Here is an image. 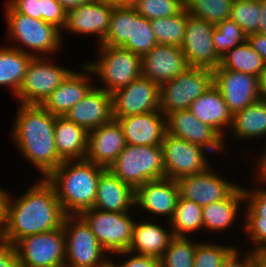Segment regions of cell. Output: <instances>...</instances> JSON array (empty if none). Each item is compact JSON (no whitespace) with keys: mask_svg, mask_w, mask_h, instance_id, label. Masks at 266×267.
<instances>
[{"mask_svg":"<svg viewBox=\"0 0 266 267\" xmlns=\"http://www.w3.org/2000/svg\"><path fill=\"white\" fill-rule=\"evenodd\" d=\"M33 184L25 194L6 206V223L0 240L15 244L19 239L63 226L66 217L54 187L45 179Z\"/></svg>","mask_w":266,"mask_h":267,"instance_id":"obj_1","label":"cell"},{"mask_svg":"<svg viewBox=\"0 0 266 267\" xmlns=\"http://www.w3.org/2000/svg\"><path fill=\"white\" fill-rule=\"evenodd\" d=\"M58 3L66 10L70 11L78 6L93 3L95 0H57Z\"/></svg>","mask_w":266,"mask_h":267,"instance_id":"obj_52","label":"cell"},{"mask_svg":"<svg viewBox=\"0 0 266 267\" xmlns=\"http://www.w3.org/2000/svg\"><path fill=\"white\" fill-rule=\"evenodd\" d=\"M257 267H266V250L258 252Z\"/></svg>","mask_w":266,"mask_h":267,"instance_id":"obj_56","label":"cell"},{"mask_svg":"<svg viewBox=\"0 0 266 267\" xmlns=\"http://www.w3.org/2000/svg\"><path fill=\"white\" fill-rule=\"evenodd\" d=\"M213 84L219 89L232 115L261 99L260 78L248 73L217 67Z\"/></svg>","mask_w":266,"mask_h":267,"instance_id":"obj_14","label":"cell"},{"mask_svg":"<svg viewBox=\"0 0 266 267\" xmlns=\"http://www.w3.org/2000/svg\"><path fill=\"white\" fill-rule=\"evenodd\" d=\"M8 192L0 188V234L4 229L6 223V206L8 199Z\"/></svg>","mask_w":266,"mask_h":267,"instance_id":"obj_51","label":"cell"},{"mask_svg":"<svg viewBox=\"0 0 266 267\" xmlns=\"http://www.w3.org/2000/svg\"><path fill=\"white\" fill-rule=\"evenodd\" d=\"M54 138L56 151L63 161L85 159L88 149V131L67 120L56 116Z\"/></svg>","mask_w":266,"mask_h":267,"instance_id":"obj_27","label":"cell"},{"mask_svg":"<svg viewBox=\"0 0 266 267\" xmlns=\"http://www.w3.org/2000/svg\"><path fill=\"white\" fill-rule=\"evenodd\" d=\"M214 244H201L196 247L194 267H221L228 253L233 249L231 246Z\"/></svg>","mask_w":266,"mask_h":267,"instance_id":"obj_42","label":"cell"},{"mask_svg":"<svg viewBox=\"0 0 266 267\" xmlns=\"http://www.w3.org/2000/svg\"><path fill=\"white\" fill-rule=\"evenodd\" d=\"M21 267H65L63 226L23 237L14 244Z\"/></svg>","mask_w":266,"mask_h":267,"instance_id":"obj_11","label":"cell"},{"mask_svg":"<svg viewBox=\"0 0 266 267\" xmlns=\"http://www.w3.org/2000/svg\"><path fill=\"white\" fill-rule=\"evenodd\" d=\"M48 61L43 57L31 60L16 94L20 104L40 105L72 72Z\"/></svg>","mask_w":266,"mask_h":267,"instance_id":"obj_12","label":"cell"},{"mask_svg":"<svg viewBox=\"0 0 266 267\" xmlns=\"http://www.w3.org/2000/svg\"><path fill=\"white\" fill-rule=\"evenodd\" d=\"M197 245L188 240V236H174L161 257V267H194Z\"/></svg>","mask_w":266,"mask_h":267,"instance_id":"obj_38","label":"cell"},{"mask_svg":"<svg viewBox=\"0 0 266 267\" xmlns=\"http://www.w3.org/2000/svg\"><path fill=\"white\" fill-rule=\"evenodd\" d=\"M242 201H245L244 191L238 186L227 198L202 207L203 228L219 232L230 227Z\"/></svg>","mask_w":266,"mask_h":267,"instance_id":"obj_31","label":"cell"},{"mask_svg":"<svg viewBox=\"0 0 266 267\" xmlns=\"http://www.w3.org/2000/svg\"><path fill=\"white\" fill-rule=\"evenodd\" d=\"M19 106L12 138L23 156L46 178L63 162L55 145L56 116L38 104Z\"/></svg>","mask_w":266,"mask_h":267,"instance_id":"obj_2","label":"cell"},{"mask_svg":"<svg viewBox=\"0 0 266 267\" xmlns=\"http://www.w3.org/2000/svg\"><path fill=\"white\" fill-rule=\"evenodd\" d=\"M232 133L238 139H251L266 135V101L260 99L232 116ZM266 149V148H265ZM258 163L266 162V150Z\"/></svg>","mask_w":266,"mask_h":267,"instance_id":"obj_29","label":"cell"},{"mask_svg":"<svg viewBox=\"0 0 266 267\" xmlns=\"http://www.w3.org/2000/svg\"><path fill=\"white\" fill-rule=\"evenodd\" d=\"M120 264L111 262L110 267H161V259L133 253L132 257Z\"/></svg>","mask_w":266,"mask_h":267,"instance_id":"obj_47","label":"cell"},{"mask_svg":"<svg viewBox=\"0 0 266 267\" xmlns=\"http://www.w3.org/2000/svg\"><path fill=\"white\" fill-rule=\"evenodd\" d=\"M161 147L166 178L177 180L208 169L201 161L199 145L165 133Z\"/></svg>","mask_w":266,"mask_h":267,"instance_id":"obj_16","label":"cell"},{"mask_svg":"<svg viewBox=\"0 0 266 267\" xmlns=\"http://www.w3.org/2000/svg\"><path fill=\"white\" fill-rule=\"evenodd\" d=\"M185 8V0H139L135 11L148 20L176 15Z\"/></svg>","mask_w":266,"mask_h":267,"instance_id":"obj_40","label":"cell"},{"mask_svg":"<svg viewBox=\"0 0 266 267\" xmlns=\"http://www.w3.org/2000/svg\"><path fill=\"white\" fill-rule=\"evenodd\" d=\"M244 230L256 246L252 251L266 250V217H246Z\"/></svg>","mask_w":266,"mask_h":267,"instance_id":"obj_43","label":"cell"},{"mask_svg":"<svg viewBox=\"0 0 266 267\" xmlns=\"http://www.w3.org/2000/svg\"><path fill=\"white\" fill-rule=\"evenodd\" d=\"M100 59L85 64L91 74L99 75L105 88L102 90L113 94L126 87L141 76V57L123 47L100 45ZM97 62V63H96Z\"/></svg>","mask_w":266,"mask_h":267,"instance_id":"obj_7","label":"cell"},{"mask_svg":"<svg viewBox=\"0 0 266 267\" xmlns=\"http://www.w3.org/2000/svg\"><path fill=\"white\" fill-rule=\"evenodd\" d=\"M20 47H0V86L8 85L16 96L33 53Z\"/></svg>","mask_w":266,"mask_h":267,"instance_id":"obj_32","label":"cell"},{"mask_svg":"<svg viewBox=\"0 0 266 267\" xmlns=\"http://www.w3.org/2000/svg\"><path fill=\"white\" fill-rule=\"evenodd\" d=\"M189 110L199 121L214 128L217 132L232 125V114L219 89L212 84L203 94L193 101Z\"/></svg>","mask_w":266,"mask_h":267,"instance_id":"obj_28","label":"cell"},{"mask_svg":"<svg viewBox=\"0 0 266 267\" xmlns=\"http://www.w3.org/2000/svg\"><path fill=\"white\" fill-rule=\"evenodd\" d=\"M82 67L86 73L72 71L40 105L55 116H64L81 101L94 87L88 78L91 70L86 65Z\"/></svg>","mask_w":266,"mask_h":267,"instance_id":"obj_24","label":"cell"},{"mask_svg":"<svg viewBox=\"0 0 266 267\" xmlns=\"http://www.w3.org/2000/svg\"><path fill=\"white\" fill-rule=\"evenodd\" d=\"M113 118L160 111V85L140 76L112 94Z\"/></svg>","mask_w":266,"mask_h":267,"instance_id":"obj_13","label":"cell"},{"mask_svg":"<svg viewBox=\"0 0 266 267\" xmlns=\"http://www.w3.org/2000/svg\"><path fill=\"white\" fill-rule=\"evenodd\" d=\"M126 146L121 125L115 119L88 132L85 159L108 169Z\"/></svg>","mask_w":266,"mask_h":267,"instance_id":"obj_20","label":"cell"},{"mask_svg":"<svg viewBox=\"0 0 266 267\" xmlns=\"http://www.w3.org/2000/svg\"><path fill=\"white\" fill-rule=\"evenodd\" d=\"M179 199L176 180L162 178L147 181L135 189V205L154 215H167L170 221Z\"/></svg>","mask_w":266,"mask_h":267,"instance_id":"obj_22","label":"cell"},{"mask_svg":"<svg viewBox=\"0 0 266 267\" xmlns=\"http://www.w3.org/2000/svg\"><path fill=\"white\" fill-rule=\"evenodd\" d=\"M215 25L190 15L187 19L181 49L191 67L215 70L220 66L221 57L212 41Z\"/></svg>","mask_w":266,"mask_h":267,"instance_id":"obj_15","label":"cell"},{"mask_svg":"<svg viewBox=\"0 0 266 267\" xmlns=\"http://www.w3.org/2000/svg\"><path fill=\"white\" fill-rule=\"evenodd\" d=\"M223 131H219L216 134H214L211 138H209L208 140H205L203 143H201L199 145V149H200V157H201V161L204 163L205 166H207L208 168H210V165H208L209 162H207V158L205 157L206 155L204 154V150H210L211 151H220L221 149H225V141L223 138H225L223 136Z\"/></svg>","mask_w":266,"mask_h":267,"instance_id":"obj_49","label":"cell"},{"mask_svg":"<svg viewBox=\"0 0 266 267\" xmlns=\"http://www.w3.org/2000/svg\"><path fill=\"white\" fill-rule=\"evenodd\" d=\"M234 0H185L188 13L211 24H218L230 17Z\"/></svg>","mask_w":266,"mask_h":267,"instance_id":"obj_36","label":"cell"},{"mask_svg":"<svg viewBox=\"0 0 266 267\" xmlns=\"http://www.w3.org/2000/svg\"><path fill=\"white\" fill-rule=\"evenodd\" d=\"M122 127L128 145H161L166 133V117L160 111L114 118Z\"/></svg>","mask_w":266,"mask_h":267,"instance_id":"obj_23","label":"cell"},{"mask_svg":"<svg viewBox=\"0 0 266 267\" xmlns=\"http://www.w3.org/2000/svg\"><path fill=\"white\" fill-rule=\"evenodd\" d=\"M105 170L86 159L67 160L45 179L54 187L65 214L77 216L93 208L98 181Z\"/></svg>","mask_w":266,"mask_h":267,"instance_id":"obj_3","label":"cell"},{"mask_svg":"<svg viewBox=\"0 0 266 267\" xmlns=\"http://www.w3.org/2000/svg\"><path fill=\"white\" fill-rule=\"evenodd\" d=\"M259 33L266 34V0H261Z\"/></svg>","mask_w":266,"mask_h":267,"instance_id":"obj_53","label":"cell"},{"mask_svg":"<svg viewBox=\"0 0 266 267\" xmlns=\"http://www.w3.org/2000/svg\"><path fill=\"white\" fill-rule=\"evenodd\" d=\"M7 4L17 13L42 20L41 0H9Z\"/></svg>","mask_w":266,"mask_h":267,"instance_id":"obj_45","label":"cell"},{"mask_svg":"<svg viewBox=\"0 0 266 267\" xmlns=\"http://www.w3.org/2000/svg\"><path fill=\"white\" fill-rule=\"evenodd\" d=\"M135 190L106 169L100 176L93 208L111 212L132 211ZM130 209V210H129Z\"/></svg>","mask_w":266,"mask_h":267,"instance_id":"obj_25","label":"cell"},{"mask_svg":"<svg viewBox=\"0 0 266 267\" xmlns=\"http://www.w3.org/2000/svg\"><path fill=\"white\" fill-rule=\"evenodd\" d=\"M42 20L51 23L58 29H63L66 23L67 11L57 0H41Z\"/></svg>","mask_w":266,"mask_h":267,"instance_id":"obj_44","label":"cell"},{"mask_svg":"<svg viewBox=\"0 0 266 267\" xmlns=\"http://www.w3.org/2000/svg\"><path fill=\"white\" fill-rule=\"evenodd\" d=\"M220 67L226 70L252 74L260 78L266 64L263 58L250 47L248 42H245L229 50L221 58Z\"/></svg>","mask_w":266,"mask_h":267,"instance_id":"obj_33","label":"cell"},{"mask_svg":"<svg viewBox=\"0 0 266 267\" xmlns=\"http://www.w3.org/2000/svg\"><path fill=\"white\" fill-rule=\"evenodd\" d=\"M248 35L240 26L230 18L215 25L212 35L213 46L222 58L235 46L247 42Z\"/></svg>","mask_w":266,"mask_h":267,"instance_id":"obj_37","label":"cell"},{"mask_svg":"<svg viewBox=\"0 0 266 267\" xmlns=\"http://www.w3.org/2000/svg\"><path fill=\"white\" fill-rule=\"evenodd\" d=\"M260 93L261 99L266 101V67L260 77Z\"/></svg>","mask_w":266,"mask_h":267,"instance_id":"obj_55","label":"cell"},{"mask_svg":"<svg viewBox=\"0 0 266 267\" xmlns=\"http://www.w3.org/2000/svg\"><path fill=\"white\" fill-rule=\"evenodd\" d=\"M108 169L134 190L147 181L165 178L162 147L126 144Z\"/></svg>","mask_w":266,"mask_h":267,"instance_id":"obj_4","label":"cell"},{"mask_svg":"<svg viewBox=\"0 0 266 267\" xmlns=\"http://www.w3.org/2000/svg\"><path fill=\"white\" fill-rule=\"evenodd\" d=\"M257 170L259 178L257 180L266 184V164L258 163ZM260 189V190H259ZM244 199L247 201L246 217H266V188H256L254 191H248L243 188Z\"/></svg>","mask_w":266,"mask_h":267,"instance_id":"obj_41","label":"cell"},{"mask_svg":"<svg viewBox=\"0 0 266 267\" xmlns=\"http://www.w3.org/2000/svg\"><path fill=\"white\" fill-rule=\"evenodd\" d=\"M166 133L200 145L217 131L199 121L189 109H186L171 112L166 116Z\"/></svg>","mask_w":266,"mask_h":267,"instance_id":"obj_30","label":"cell"},{"mask_svg":"<svg viewBox=\"0 0 266 267\" xmlns=\"http://www.w3.org/2000/svg\"><path fill=\"white\" fill-rule=\"evenodd\" d=\"M114 7H128L134 8V6L138 3L139 0H107Z\"/></svg>","mask_w":266,"mask_h":267,"instance_id":"obj_54","label":"cell"},{"mask_svg":"<svg viewBox=\"0 0 266 267\" xmlns=\"http://www.w3.org/2000/svg\"><path fill=\"white\" fill-rule=\"evenodd\" d=\"M0 267H21L15 246L2 240H0Z\"/></svg>","mask_w":266,"mask_h":267,"instance_id":"obj_48","label":"cell"},{"mask_svg":"<svg viewBox=\"0 0 266 267\" xmlns=\"http://www.w3.org/2000/svg\"><path fill=\"white\" fill-rule=\"evenodd\" d=\"M114 6L107 0H95L67 11L64 29L77 34H96L101 44L110 27Z\"/></svg>","mask_w":266,"mask_h":267,"instance_id":"obj_19","label":"cell"},{"mask_svg":"<svg viewBox=\"0 0 266 267\" xmlns=\"http://www.w3.org/2000/svg\"><path fill=\"white\" fill-rule=\"evenodd\" d=\"M157 44L150 20L134 8L114 7L108 33L100 45L123 47L142 58Z\"/></svg>","mask_w":266,"mask_h":267,"instance_id":"obj_5","label":"cell"},{"mask_svg":"<svg viewBox=\"0 0 266 267\" xmlns=\"http://www.w3.org/2000/svg\"><path fill=\"white\" fill-rule=\"evenodd\" d=\"M179 197L204 207L227 198L238 185L232 184L208 168L206 171L176 180Z\"/></svg>","mask_w":266,"mask_h":267,"instance_id":"obj_17","label":"cell"},{"mask_svg":"<svg viewBox=\"0 0 266 267\" xmlns=\"http://www.w3.org/2000/svg\"><path fill=\"white\" fill-rule=\"evenodd\" d=\"M79 216L107 252L113 254L128 250L135 223L129 212H111L92 208L82 211Z\"/></svg>","mask_w":266,"mask_h":267,"instance_id":"obj_10","label":"cell"},{"mask_svg":"<svg viewBox=\"0 0 266 267\" xmlns=\"http://www.w3.org/2000/svg\"><path fill=\"white\" fill-rule=\"evenodd\" d=\"M5 7L8 38L18 40L25 47L34 50L36 53H32L36 58L40 57L41 53L46 55L60 49L63 42L60 29L43 20L17 13L8 4Z\"/></svg>","mask_w":266,"mask_h":267,"instance_id":"obj_8","label":"cell"},{"mask_svg":"<svg viewBox=\"0 0 266 267\" xmlns=\"http://www.w3.org/2000/svg\"><path fill=\"white\" fill-rule=\"evenodd\" d=\"M169 223L173 236L186 237L185 234L203 228L202 207L193 201L179 197Z\"/></svg>","mask_w":266,"mask_h":267,"instance_id":"obj_35","label":"cell"},{"mask_svg":"<svg viewBox=\"0 0 266 267\" xmlns=\"http://www.w3.org/2000/svg\"><path fill=\"white\" fill-rule=\"evenodd\" d=\"M213 84V70L188 67L180 75L160 85V112L189 109L194 100Z\"/></svg>","mask_w":266,"mask_h":267,"instance_id":"obj_9","label":"cell"},{"mask_svg":"<svg viewBox=\"0 0 266 267\" xmlns=\"http://www.w3.org/2000/svg\"><path fill=\"white\" fill-rule=\"evenodd\" d=\"M238 249L233 248L223 260L221 267H257L258 252L250 251L245 258L239 260L241 255ZM242 260V261H241Z\"/></svg>","mask_w":266,"mask_h":267,"instance_id":"obj_46","label":"cell"},{"mask_svg":"<svg viewBox=\"0 0 266 267\" xmlns=\"http://www.w3.org/2000/svg\"><path fill=\"white\" fill-rule=\"evenodd\" d=\"M173 237L172 232L170 233L156 223L137 222L133 226L132 242L128 250L116 254L136 253L161 259Z\"/></svg>","mask_w":266,"mask_h":267,"instance_id":"obj_26","label":"cell"},{"mask_svg":"<svg viewBox=\"0 0 266 267\" xmlns=\"http://www.w3.org/2000/svg\"><path fill=\"white\" fill-rule=\"evenodd\" d=\"M63 230L65 267H110L111 260L103 257L106 250L79 215H66Z\"/></svg>","mask_w":266,"mask_h":267,"instance_id":"obj_6","label":"cell"},{"mask_svg":"<svg viewBox=\"0 0 266 267\" xmlns=\"http://www.w3.org/2000/svg\"><path fill=\"white\" fill-rule=\"evenodd\" d=\"M260 12L261 0H234L229 18L250 35L260 31Z\"/></svg>","mask_w":266,"mask_h":267,"instance_id":"obj_39","label":"cell"},{"mask_svg":"<svg viewBox=\"0 0 266 267\" xmlns=\"http://www.w3.org/2000/svg\"><path fill=\"white\" fill-rule=\"evenodd\" d=\"M189 16L187 9L184 8L176 15L150 20L157 43L180 47Z\"/></svg>","mask_w":266,"mask_h":267,"instance_id":"obj_34","label":"cell"},{"mask_svg":"<svg viewBox=\"0 0 266 267\" xmlns=\"http://www.w3.org/2000/svg\"><path fill=\"white\" fill-rule=\"evenodd\" d=\"M64 117L88 132L107 124L114 119L112 94L95 86Z\"/></svg>","mask_w":266,"mask_h":267,"instance_id":"obj_21","label":"cell"},{"mask_svg":"<svg viewBox=\"0 0 266 267\" xmlns=\"http://www.w3.org/2000/svg\"><path fill=\"white\" fill-rule=\"evenodd\" d=\"M247 42L263 58L266 64V34L259 32L250 34L247 37Z\"/></svg>","mask_w":266,"mask_h":267,"instance_id":"obj_50","label":"cell"},{"mask_svg":"<svg viewBox=\"0 0 266 267\" xmlns=\"http://www.w3.org/2000/svg\"><path fill=\"white\" fill-rule=\"evenodd\" d=\"M189 66L181 47L157 44L141 58V76L162 85L180 75Z\"/></svg>","mask_w":266,"mask_h":267,"instance_id":"obj_18","label":"cell"}]
</instances>
